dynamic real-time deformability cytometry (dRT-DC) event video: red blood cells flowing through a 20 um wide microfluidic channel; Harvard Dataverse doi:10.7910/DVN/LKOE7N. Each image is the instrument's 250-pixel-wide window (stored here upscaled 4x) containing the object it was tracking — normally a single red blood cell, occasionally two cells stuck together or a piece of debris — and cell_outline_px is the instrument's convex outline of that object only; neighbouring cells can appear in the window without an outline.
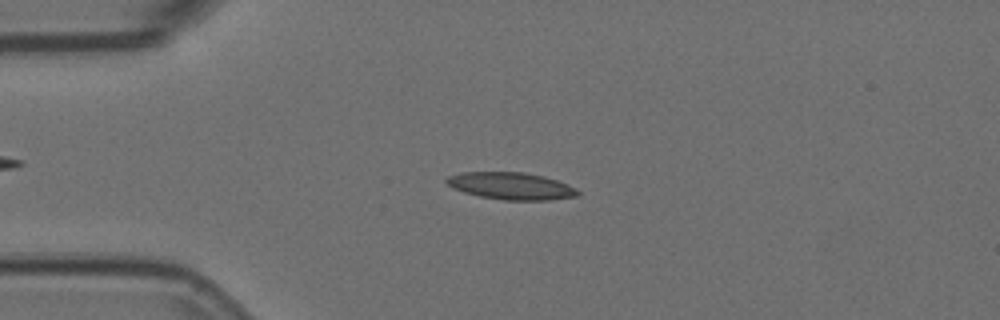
{"species": "Egyptian fruit bat (a non-hibernating species)", "species_latin": "Rousettus aegyptiacus", "temperature_condition": "room temperature", "stored_images_in_passage": 42, "camera_frame_rate_fps": 3000, "um_per_image_px": 0.085, "animal": {"sex": "female"}, "frame": {"image": 1, "passage_image": 1, "time_ms": 0.0, "image_size_px": [1000, 320], "cell_outline_px": [[580, 196], [548, 200], [504, 200], [480, 196], [464, 192], [452, 188], [444, 180], [448, 176], [460, 172], [524, 172], [544, 176], [568, 184], [576, 188], [580, 192]], "centroid_in_image_um": [43.46, 15.8], "position_along_channel_um": 41.5, "area_um2": 20.87}}
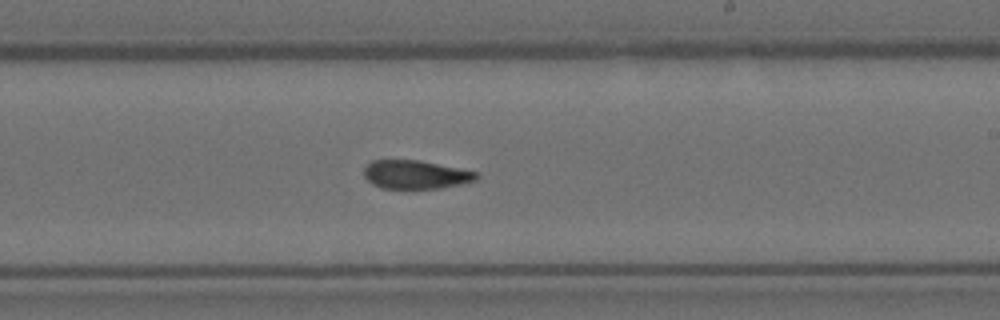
{"frame": {"image": 2, "passage_image": 20, "time_ms": 6.333, "image_size_px": [1000, 320], "cell_outline_px": [[480, 176], [476, 180], [460, 184], [440, 188], [380, 188], [372, 184], [364, 176], [364, 168], [372, 160], [420, 160], [480, 172]], "centroid_in_image_um": [35.36, 14.83], "position_along_channel_um": 253.6, "area_um2": 18.79}}
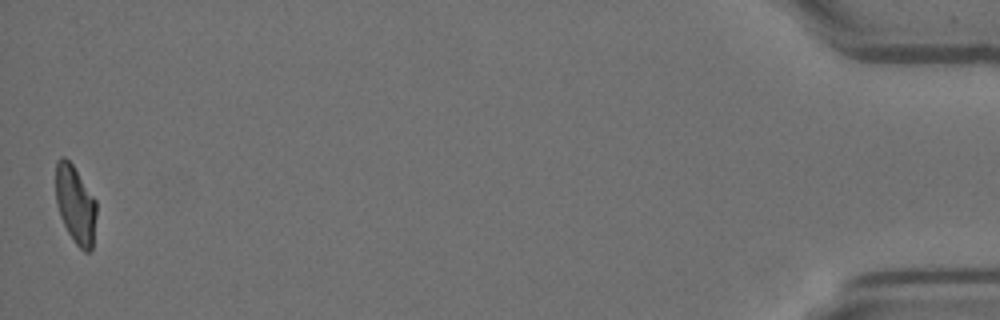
{"frame": {"image": 3, "passage_image": 42, "time_ms": 13.667, "image_size_px": [1000, 320], "cell_outline_px": [[96, 216], [92, 252], [84, 252], [76, 244], [68, 232], [60, 216], [56, 204], [56, 160], [60, 156], [64, 156], [72, 164], [96, 200]], "centroid_in_image_um": [6.41, 17.4], "position_along_channel_um": 428.8, "area_um2": 18.55}, "authors_computed_cell_mechanics": {"area_um2": 19.7676, "velocity_mm_per_s": 3.6988, "shape_relaxation_time_tau1_ms": 6.7237, "shape_relaxation_time_tau2_ms": 1.7567, "deformation_change_tau1": 0.1846, "deformation_change_tau2": 0.084}}